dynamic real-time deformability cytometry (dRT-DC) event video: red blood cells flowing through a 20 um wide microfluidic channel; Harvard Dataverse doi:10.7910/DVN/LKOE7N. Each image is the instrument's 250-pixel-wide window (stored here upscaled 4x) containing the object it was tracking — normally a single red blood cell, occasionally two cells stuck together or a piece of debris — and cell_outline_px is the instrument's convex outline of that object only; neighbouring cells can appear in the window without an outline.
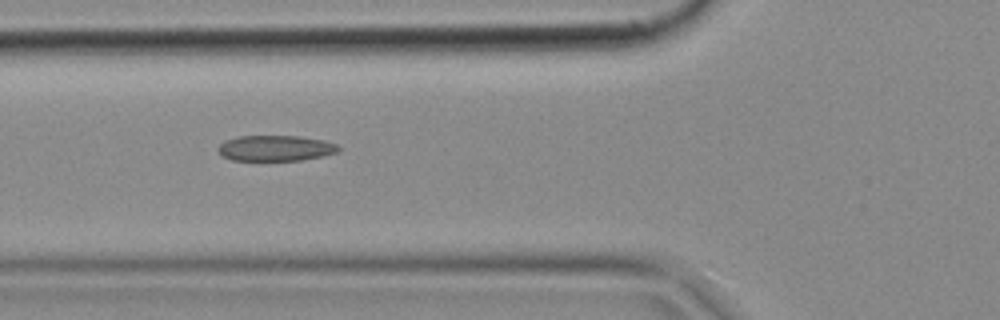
{"species": "common noctule bat (a hibernating species)", "species_latin": "Nyctalus noctula", "temperature_condition": "cold", "stored_images_in_passage": 7, "camera_frame_rate_fps": 3000, "um_per_image_px": 0.085, "animal": {"sex": "female", "body_mass_g": 18.4}, "frame": {"image": 1, "passage_image": 5, "time_ms": 1.333, "image_size_px": [1000, 320], "cell_outline_px": [[340, 152], [324, 156], [300, 160], [232, 160], [224, 156], [216, 148], [224, 140], [240, 136], [296, 136], [324, 140], [336, 144], [340, 148]], "centroid_in_image_um": [23.44, 12.59], "position_along_channel_um": 102.4, "area_um2": 17.98}}
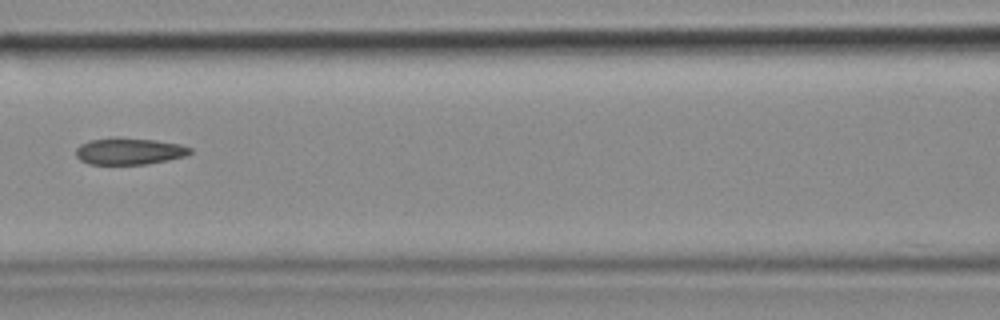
{"frame": {"image": 2, "passage_image": 6, "time_ms": 1.667, "image_size_px": [1000, 320], "cell_outline_px": [[192, 152], [184, 156], [168, 160], [148, 164], [88, 164], [80, 160], [76, 156], [76, 148], [80, 144], [92, 140], [116, 136], [156, 140], [180, 144], [192, 148]], "centroid_in_image_um": [10.98, 12.84], "position_along_channel_um": 155.6, "area_um2": 17.98}}